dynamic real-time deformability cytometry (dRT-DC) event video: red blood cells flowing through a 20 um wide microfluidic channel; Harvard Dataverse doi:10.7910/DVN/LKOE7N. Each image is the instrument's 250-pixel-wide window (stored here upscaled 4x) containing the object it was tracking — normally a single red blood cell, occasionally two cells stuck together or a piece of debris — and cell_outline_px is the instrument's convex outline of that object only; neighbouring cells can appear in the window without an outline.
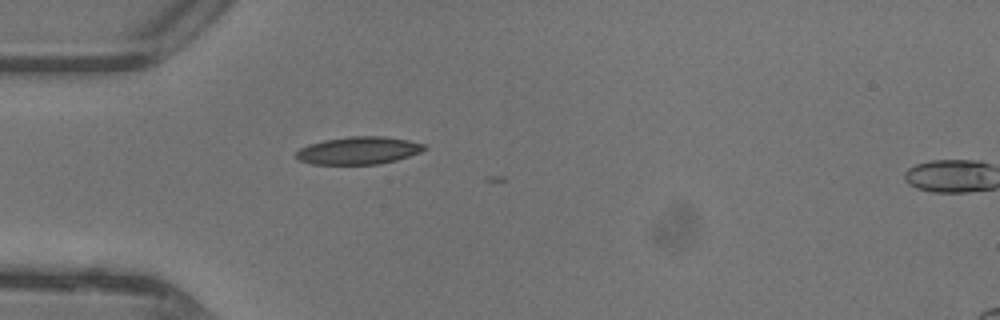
{"species": "common noctule bat (a hibernating species)", "species_latin": "Nyctalus noctula", "temperature_condition": "warm", "stored_images_in_passage": 2, "camera_frame_rate_fps": 3000, "um_per_image_px": 0.085, "animal": {"sex": "female"}, "frame": {"image": 1, "passage_image": 1, "time_ms": 0.0, "image_size_px": [1000, 320], "cell_outline_px": [[428, 148], [420, 152], [396, 160], [380, 164], [312, 164], [300, 160], [296, 156], [296, 152], [300, 148], [308, 144], [324, 140], [348, 136], [384, 136], [408, 140], [424, 144]], "centroid_in_image_um": [30.48, 12.78], "position_along_channel_um": 54.5, "area_um2": 20.58}}